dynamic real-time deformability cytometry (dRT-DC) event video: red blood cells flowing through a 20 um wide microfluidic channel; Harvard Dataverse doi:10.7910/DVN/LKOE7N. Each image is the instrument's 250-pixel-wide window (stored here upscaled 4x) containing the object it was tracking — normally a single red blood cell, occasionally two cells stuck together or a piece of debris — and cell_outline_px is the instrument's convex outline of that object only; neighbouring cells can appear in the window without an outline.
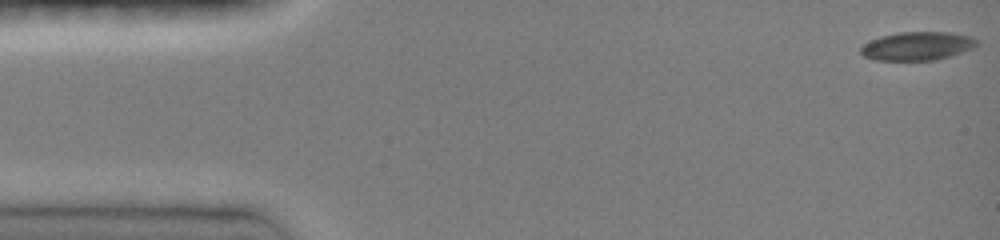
{"species": "common noctule bat (a hibernating species)", "species_latin": "Nyctalus noctula", "temperature_condition": "room temperature", "stored_images_in_passage": 46, "camera_frame_rate_fps": 3000, "um_per_image_px": 0.085, "animal": {"sex": "female", "body_mass_g": 19.0, "forearm_length_mm": 51.5}, "frame": {"image": 1, "passage_image": 1, "time_ms": 0.0, "image_size_px": [1000, 240], "cell_outline_px": [[980, 44], [972, 48], [936, 60], [876, 60], [864, 56], [860, 52], [860, 48], [864, 44], [880, 36], [900, 32], [948, 32], [972, 36]], "centroid_in_image_um": [77.97, 3.91], "position_along_channel_um": 7.0, "area_um2": 19.13}}
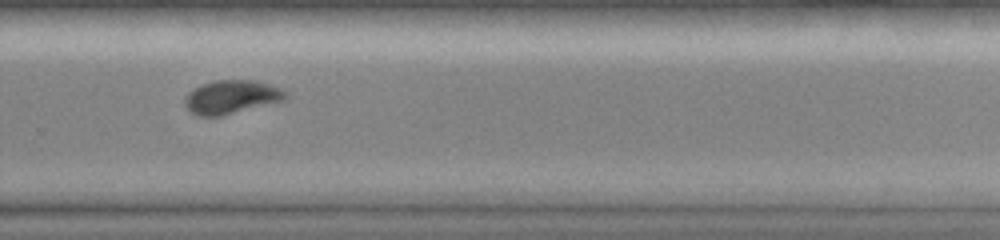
{"frame": {"image": 2, "passage_image": 32, "time_ms": 10.333, "image_size_px": [1000, 240], "cell_outline_px": [[288, 92], [284, 100], [220, 116], [200, 116], [192, 112], [184, 104], [184, 100], [188, 92], [192, 88], [200, 84], [216, 80], [256, 80], [280, 88]], "centroid_in_image_um": [19.65, 8.22], "position_along_channel_um": 310.2, "area_um2": 19.59}}
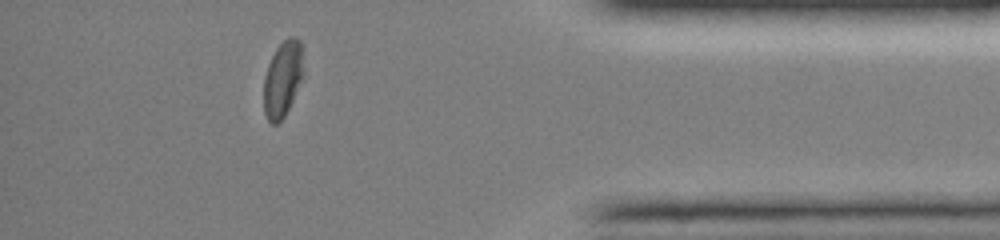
{"frame": {"image": 3, "passage_image": 41, "time_ms": 13.333, "image_size_px": [1000, 240], "cell_outline_px": [[304, 76], [284, 116], [276, 124], [272, 124], [268, 120], [264, 112], [264, 76], [268, 64], [276, 48], [288, 36], [296, 36], [300, 40], [304, 48]], "centroid_in_image_um": [24.07, 6.63], "position_along_channel_um": 411.1, "area_um2": 17.92}, "authors_computed_cell_mechanics": {"area_um2": 19.5942, "velocity_mm_per_s": 4.1132, "shape_relaxation_time_tau1_ms": 4.3739, "shape_relaxation_time_tau2_ms": 1.5614, "deformation_change_tau1": 0.1458, "deformation_change_tau2": 0.0485}}